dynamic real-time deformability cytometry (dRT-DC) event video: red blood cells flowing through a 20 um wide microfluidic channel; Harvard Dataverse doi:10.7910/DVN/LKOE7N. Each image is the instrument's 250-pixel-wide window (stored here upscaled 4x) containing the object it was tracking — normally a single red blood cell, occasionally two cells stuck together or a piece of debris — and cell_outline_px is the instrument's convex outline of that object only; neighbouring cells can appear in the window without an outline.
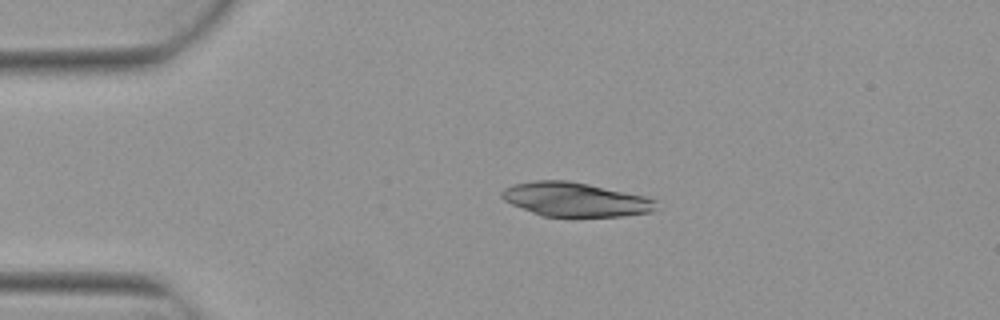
{"species": "Egyptian fruit bat (a non-hibernating species)", "species_latin": "Rousettus aegyptiacus", "temperature_condition": "warm", "stored_images_in_passage": 2, "camera_frame_rate_fps": 3000, "um_per_image_px": 0.085, "animal": {"sex": "female"}, "frame": {"image": 1, "passage_image": 1, "time_ms": 0.0, "image_size_px": [1000, 320], "cell_outline_px": [[656, 208], [652, 212], [624, 216], [540, 216], [512, 204], [504, 200], [500, 196], [500, 192], [504, 188], [512, 184], [532, 180], [568, 180], [588, 184], [644, 196], [656, 200]], "centroid_in_image_um": [48.85, 16.95], "position_along_channel_um": 36.1, "area_um2": 30.63}}